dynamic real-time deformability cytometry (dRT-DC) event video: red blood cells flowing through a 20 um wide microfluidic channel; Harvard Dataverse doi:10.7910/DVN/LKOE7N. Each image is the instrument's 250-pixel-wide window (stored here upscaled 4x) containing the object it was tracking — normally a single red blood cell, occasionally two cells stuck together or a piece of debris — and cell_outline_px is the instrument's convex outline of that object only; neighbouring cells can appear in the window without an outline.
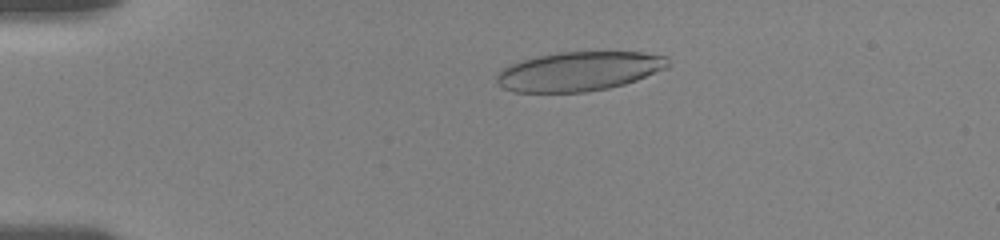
{"species": "human", "species_latin": "Homo sapiens", "temperature_condition": "room temperature", "stored_images_in_passage": 55, "camera_frame_rate_fps": 3000, "um_per_image_px": 0.085, "donor": {"sex": "female"}, "frame": {"image": 1, "passage_image": 12, "time_ms": 3.667, "image_size_px": [1000, 240], "cell_outline_px": [[672, 64], [668, 68], [636, 80], [624, 84], [608, 88], [584, 92], [516, 92], [504, 88], [496, 80], [496, 76], [504, 68], [512, 64], [536, 56], [560, 52], [640, 52], [668, 56]], "centroid_in_image_um": [49.29, 6.05], "position_along_channel_um": 35.7, "area_um2": 39.07}}
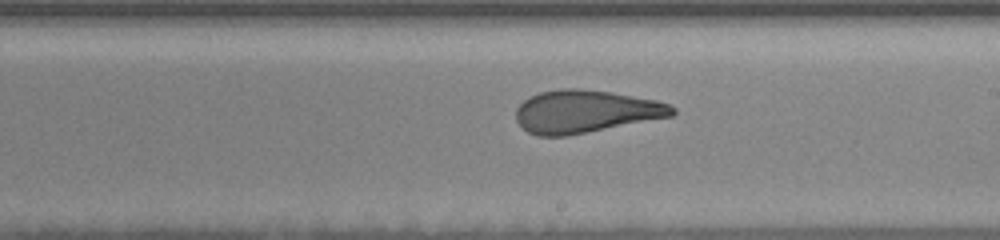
{"frame": {"image": 2, "passage_image": 33, "time_ms": 10.667, "image_size_px": [1000, 240], "cell_outline_px": [[676, 112], [672, 116], [564, 136], [536, 136], [528, 132], [516, 120], [516, 108], [524, 100], [540, 92], [560, 88], [580, 88], [608, 92], [656, 100], [672, 104], [676, 108]], "centroid_in_image_um": [49.76, 9.47], "position_along_channel_um": 239.2, "area_um2": 38.61}}
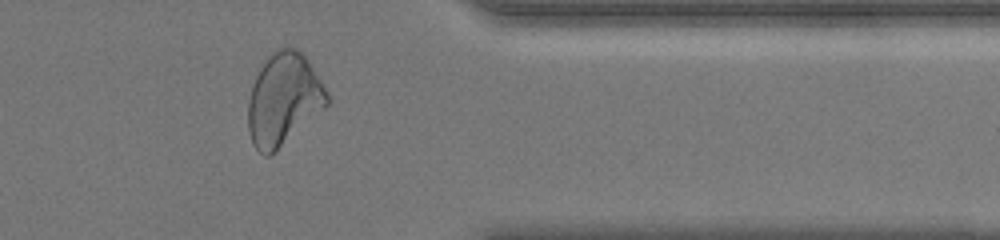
{"frame": {"image": 3, "passage_image": 46, "time_ms": 15.0, "image_size_px": [1000, 240], "cell_outline_px": [[328, 104], [324, 108], [268, 156], [264, 156], [252, 144], [248, 128], [248, 100], [252, 84], [260, 68], [272, 52], [280, 48], [296, 48], [308, 60], [324, 84], [328, 96]], "centroid_in_image_um": [24.08, 8.42], "position_along_channel_um": 387.3, "area_um2": 41.62}, "authors_computed_cell_mechanics": {"area_um2": 40.2866, "velocity_mm_per_s": 3.6304, "shape_relaxation_time_tau1_ms": 10.5174, "shape_relaxation_time_tau2_ms": 1.2873, "deformation_change_tau1": 0.3198, "deformation_change_tau2": 0.0908}}